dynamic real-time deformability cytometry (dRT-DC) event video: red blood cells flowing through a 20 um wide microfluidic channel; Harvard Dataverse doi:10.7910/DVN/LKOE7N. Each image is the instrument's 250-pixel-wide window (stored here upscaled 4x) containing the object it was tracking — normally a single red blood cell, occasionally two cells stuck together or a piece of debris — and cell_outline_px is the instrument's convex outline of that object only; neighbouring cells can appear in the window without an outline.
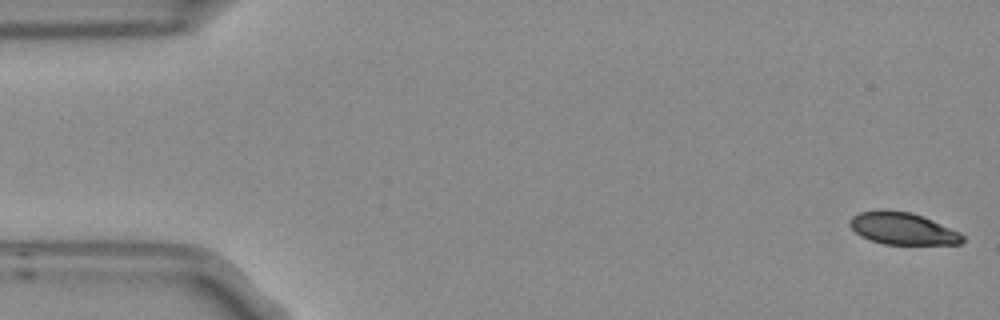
{"species": "Egyptian fruit bat (a non-hibernating species)", "species_latin": "Rousettus aegyptiacus", "temperature_condition": "room temperature", "stored_images_in_passage": 5, "camera_frame_rate_fps": 3000, "um_per_image_px": 0.085, "frame": {"image": 1, "passage_image": 1, "time_ms": 0.0, "image_size_px": [1000, 320], "cell_outline_px": [[964, 240], [960, 244], [884, 244], [860, 236], [848, 224], [852, 216], [860, 212], [880, 208], [912, 212], [932, 220], [960, 232], [964, 236]], "centroid_in_image_um": [76.71, 19.4], "position_along_channel_um": 8.3, "area_um2": 21.21}}
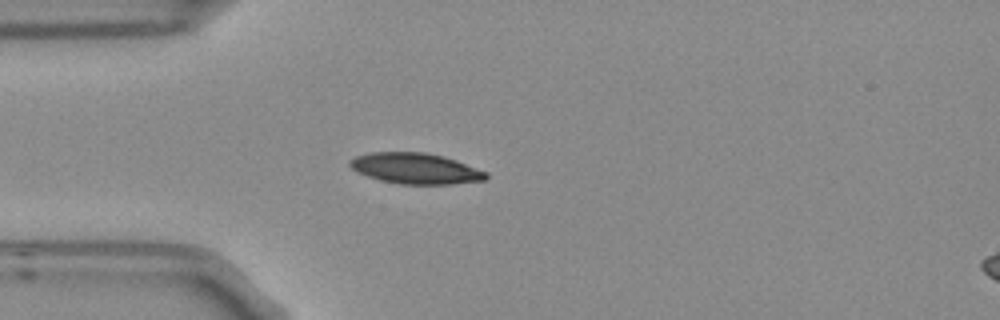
{"frame": {"image": 2, "passage_image": 4, "time_ms": 1.0, "image_size_px": [1000, 320], "cell_outline_px": [[488, 180], [452, 184], [400, 184], [380, 180], [356, 172], [348, 164], [348, 160], [356, 156], [372, 152], [424, 152], [444, 156], [456, 160], [488, 172]], "centroid_in_image_um": [35.34, 14.32], "position_along_channel_um": 49.7, "area_um2": 24.62}}